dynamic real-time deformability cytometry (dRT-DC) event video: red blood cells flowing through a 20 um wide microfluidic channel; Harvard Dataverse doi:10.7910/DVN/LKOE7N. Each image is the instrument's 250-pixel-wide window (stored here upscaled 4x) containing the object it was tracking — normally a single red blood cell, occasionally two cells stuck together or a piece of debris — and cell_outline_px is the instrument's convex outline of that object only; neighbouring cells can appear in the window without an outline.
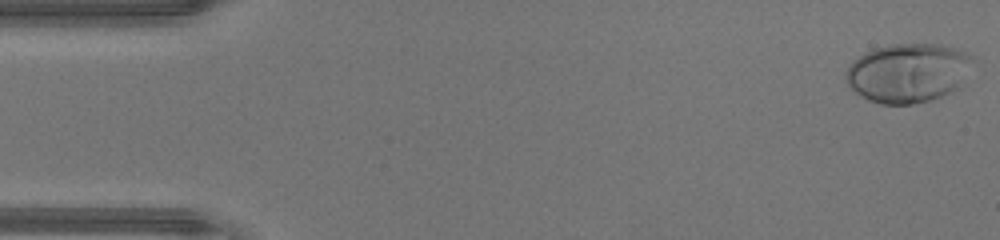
{"species": "human", "species_latin": "Homo sapiens", "temperature_condition": "warm", "stored_images_in_passage": 47, "camera_frame_rate_fps": 3000, "um_per_image_px": 0.085, "donor": {"sex": "male"}, "frame": {"image": 1, "passage_image": 1, "time_ms": 0.0, "image_size_px": [1000, 240], "cell_outline_px": [[972, 56], [960, 88], [940, 96], [928, 100], [912, 104], [880, 104], [868, 100], [856, 92], [848, 84], [844, 76], [848, 68], [864, 52], [876, 48], [892, 44], [940, 44], [956, 48]], "centroid_in_image_um": [77.16, 6.19], "position_along_channel_um": 7.8, "area_um2": 43.18}}
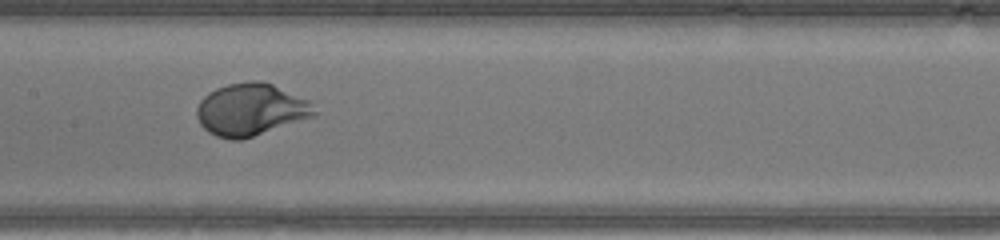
{"frame": {"image": 2, "passage_image": 23, "time_ms": 7.333, "image_size_px": [1000, 240], "cell_outline_px": [[316, 112], [312, 116], [240, 140], [232, 140], [216, 136], [208, 132], [200, 124], [196, 116], [196, 108], [200, 100], [208, 92], [216, 88], [228, 84], [248, 80], [256, 80], [272, 84], [308, 100], [312, 104]], "centroid_in_image_um": [21.25, 9.3], "position_along_channel_um": 186.2, "area_um2": 35.37}}
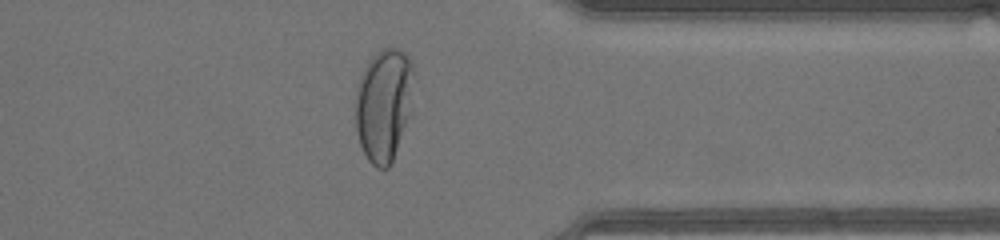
{"frame": {"image": 3, "passage_image": 37, "time_ms": 12.0, "image_size_px": [1000, 240], "cell_outline_px": [[412, 112], [392, 160], [388, 168], [376, 168], [368, 160], [360, 144], [356, 132], [356, 88], [360, 76], [368, 60], [380, 48], [400, 48], [408, 56], [412, 64]], "centroid_in_image_um": [32.62, 8.88], "position_along_channel_um": 378.8, "area_um2": 38.55}, "authors_computed_cell_mechanics": {"area_um2": 37.0498, "velocity_mm_per_s": 4.3389, "shape_relaxation_time_tau1_ms": 2.5381, "shape_relaxation_time_tau2_ms": null, "deformation_change_tau1": 0.2174, "deformation_change_tau2": null}}